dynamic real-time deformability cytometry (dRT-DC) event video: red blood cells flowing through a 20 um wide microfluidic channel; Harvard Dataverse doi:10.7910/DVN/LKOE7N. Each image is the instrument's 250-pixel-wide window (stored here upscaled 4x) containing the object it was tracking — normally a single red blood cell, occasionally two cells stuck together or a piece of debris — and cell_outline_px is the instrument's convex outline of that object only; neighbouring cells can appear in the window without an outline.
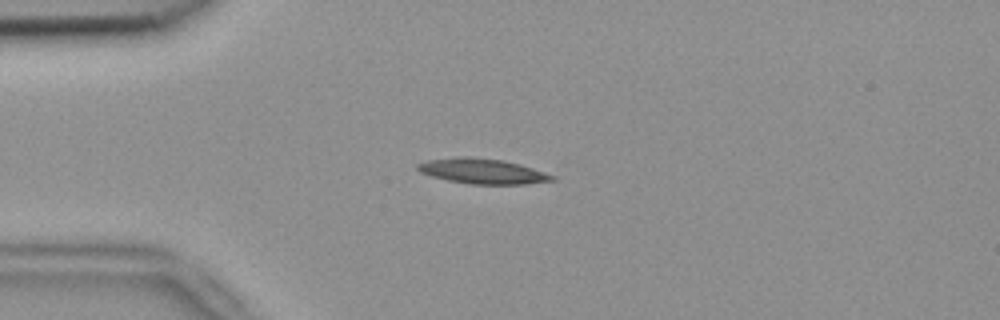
{"species": "common noctule bat (a hibernating species)", "species_latin": "Nyctalus noctula", "temperature_condition": "room temperature", "stored_images_in_passage": 53, "camera_frame_rate_fps": 3000, "um_per_image_px": 0.085, "animal": {"sex": "female", "body_mass_g": 18.4}, "frame": {"image": 1, "passage_image": 13, "time_ms": 4.0, "image_size_px": [1000, 320], "cell_outline_px": [[556, 180], [524, 184], [468, 184], [448, 180], [432, 176], [420, 172], [416, 168], [416, 164], [428, 160], [460, 156], [468, 156], [500, 160], [520, 164], [556, 176]], "centroid_in_image_um": [41.0, 14.55], "position_along_channel_um": 44.0, "area_um2": 19.65}}
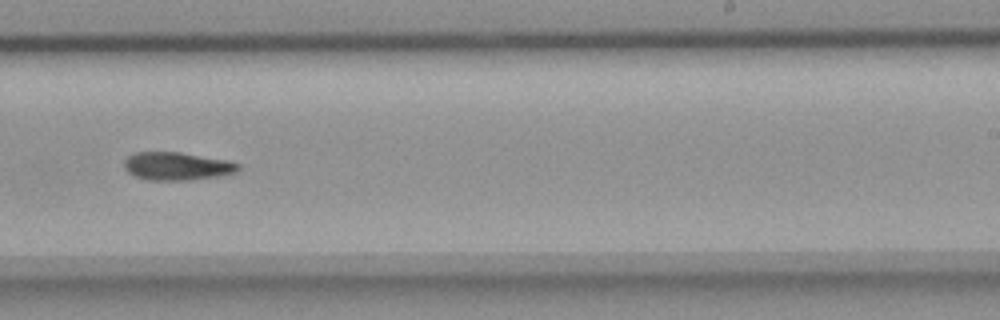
{"frame": {"image": 2, "passage_image": 33, "time_ms": 10.667, "image_size_px": [1000, 320], "cell_outline_px": [[240, 168], [236, 172], [216, 176], [188, 180], [148, 180], [136, 176], [128, 172], [124, 168], [124, 160], [128, 156], [136, 152], [180, 152], [228, 160], [240, 164]], "centroid_in_image_um": [15.03, 14.12], "position_along_channel_um": 274.0, "area_um2": 18.55}}
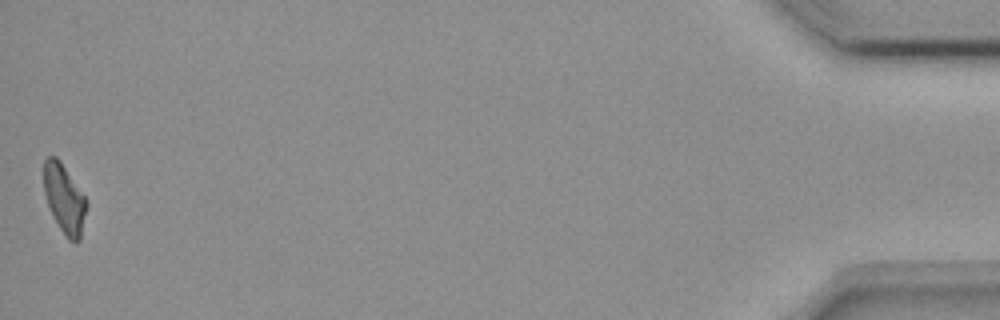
{"frame": {"image": 3, "passage_image": 53, "time_ms": 17.333, "image_size_px": [1000, 320], "cell_outline_px": [[88, 204], [80, 240], [76, 244], [68, 240], [64, 236], [52, 216], [44, 192], [44, 160], [48, 156], [56, 156], [60, 160], [84, 196]], "centroid_in_image_um": [5.47, 16.94], "position_along_channel_um": 429.7, "area_um2": 17.28}, "authors_computed_cell_mechanics": {"area_um2": 18.4382, "velocity_mm_per_s": 3.7651, "shape_relaxation_time_tau1_ms": 6.9888, "shape_relaxation_time_tau2_ms": null, "deformation_change_tau1": 0.1759, "deformation_change_tau2": null}}